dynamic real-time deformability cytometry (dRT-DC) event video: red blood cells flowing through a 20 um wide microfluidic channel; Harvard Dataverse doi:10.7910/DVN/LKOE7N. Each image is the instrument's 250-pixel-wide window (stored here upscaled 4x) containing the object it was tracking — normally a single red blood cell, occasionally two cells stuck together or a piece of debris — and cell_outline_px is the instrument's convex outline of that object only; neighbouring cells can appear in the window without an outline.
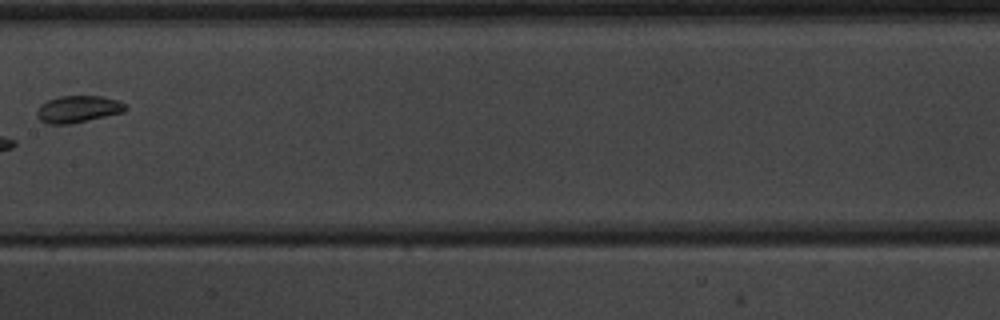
{"species": "common noctule bat (a hibernating species)", "species_latin": "Nyctalus noctula", "temperature_condition": "warm", "stored_images_in_passage": 8, "camera_frame_rate_fps": 3000, "um_per_image_px": 0.085, "animal": {"sex": "male", "body_mass_g": 20.1, "forearm_length_mm": 53.5}, "frame": {"image": 1, "passage_image": 7, "time_ms": 7.0, "image_size_px": [1000, 320], "cell_outline_px": [[128, 108], [124, 112], [88, 120], [68, 124], [48, 124], [40, 120], [36, 116], [36, 112], [40, 104], [48, 100], [60, 96], [100, 96], [116, 100], [128, 104]], "centroid_in_image_um": [6.63, 9.27], "position_along_channel_um": 200.8, "area_um2": 13.93}}
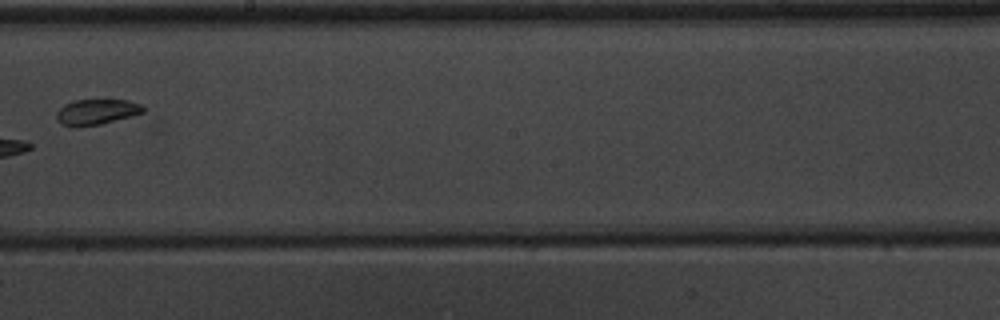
{"frame": {"image": 2, "passage_image": 8, "time_ms": 8.0, "image_size_px": [1000, 320], "cell_outline_px": [[144, 112], [132, 116], [100, 124], [76, 128], [60, 124], [56, 116], [56, 112], [64, 104], [72, 100], [104, 96], [128, 100], [140, 104], [144, 108]], "centroid_in_image_um": [8.19, 9.45], "position_along_channel_um": 240.0, "area_um2": 13.81}}